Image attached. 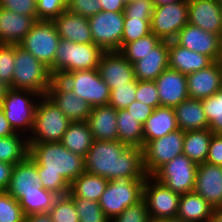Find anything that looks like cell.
<instances>
[{
    "label": "cell",
    "instance_id": "obj_3",
    "mask_svg": "<svg viewBox=\"0 0 222 222\" xmlns=\"http://www.w3.org/2000/svg\"><path fill=\"white\" fill-rule=\"evenodd\" d=\"M14 67L12 89L47 95L53 80L50 69L19 45H15Z\"/></svg>",
    "mask_w": 222,
    "mask_h": 222
},
{
    "label": "cell",
    "instance_id": "obj_25",
    "mask_svg": "<svg viewBox=\"0 0 222 222\" xmlns=\"http://www.w3.org/2000/svg\"><path fill=\"white\" fill-rule=\"evenodd\" d=\"M40 184L36 162L28 155L23 161L14 165L6 192L18 201L24 193L35 190V186Z\"/></svg>",
    "mask_w": 222,
    "mask_h": 222
},
{
    "label": "cell",
    "instance_id": "obj_52",
    "mask_svg": "<svg viewBox=\"0 0 222 222\" xmlns=\"http://www.w3.org/2000/svg\"><path fill=\"white\" fill-rule=\"evenodd\" d=\"M126 110L137 119L142 125L145 124L146 120L150 117L153 112V108L142 102L135 100L132 102Z\"/></svg>",
    "mask_w": 222,
    "mask_h": 222
},
{
    "label": "cell",
    "instance_id": "obj_60",
    "mask_svg": "<svg viewBox=\"0 0 222 222\" xmlns=\"http://www.w3.org/2000/svg\"><path fill=\"white\" fill-rule=\"evenodd\" d=\"M216 62L222 67V37H220L219 55Z\"/></svg>",
    "mask_w": 222,
    "mask_h": 222
},
{
    "label": "cell",
    "instance_id": "obj_62",
    "mask_svg": "<svg viewBox=\"0 0 222 222\" xmlns=\"http://www.w3.org/2000/svg\"><path fill=\"white\" fill-rule=\"evenodd\" d=\"M3 112V100H0V114Z\"/></svg>",
    "mask_w": 222,
    "mask_h": 222
},
{
    "label": "cell",
    "instance_id": "obj_22",
    "mask_svg": "<svg viewBox=\"0 0 222 222\" xmlns=\"http://www.w3.org/2000/svg\"><path fill=\"white\" fill-rule=\"evenodd\" d=\"M133 67L138 81H154L169 67V41H161L141 60L134 62Z\"/></svg>",
    "mask_w": 222,
    "mask_h": 222
},
{
    "label": "cell",
    "instance_id": "obj_11",
    "mask_svg": "<svg viewBox=\"0 0 222 222\" xmlns=\"http://www.w3.org/2000/svg\"><path fill=\"white\" fill-rule=\"evenodd\" d=\"M184 132L181 129L149 141L143 147V166L152 176L161 166L183 154Z\"/></svg>",
    "mask_w": 222,
    "mask_h": 222
},
{
    "label": "cell",
    "instance_id": "obj_63",
    "mask_svg": "<svg viewBox=\"0 0 222 222\" xmlns=\"http://www.w3.org/2000/svg\"><path fill=\"white\" fill-rule=\"evenodd\" d=\"M125 4L131 2L132 0H123Z\"/></svg>",
    "mask_w": 222,
    "mask_h": 222
},
{
    "label": "cell",
    "instance_id": "obj_37",
    "mask_svg": "<svg viewBox=\"0 0 222 222\" xmlns=\"http://www.w3.org/2000/svg\"><path fill=\"white\" fill-rule=\"evenodd\" d=\"M160 42L161 40L154 33H150L134 42L122 43L119 52L133 64L141 60L143 56L149 53Z\"/></svg>",
    "mask_w": 222,
    "mask_h": 222
},
{
    "label": "cell",
    "instance_id": "obj_53",
    "mask_svg": "<svg viewBox=\"0 0 222 222\" xmlns=\"http://www.w3.org/2000/svg\"><path fill=\"white\" fill-rule=\"evenodd\" d=\"M14 164L0 161V191H6L9 186Z\"/></svg>",
    "mask_w": 222,
    "mask_h": 222
},
{
    "label": "cell",
    "instance_id": "obj_51",
    "mask_svg": "<svg viewBox=\"0 0 222 222\" xmlns=\"http://www.w3.org/2000/svg\"><path fill=\"white\" fill-rule=\"evenodd\" d=\"M205 162L222 166V134H212L208 156Z\"/></svg>",
    "mask_w": 222,
    "mask_h": 222
},
{
    "label": "cell",
    "instance_id": "obj_47",
    "mask_svg": "<svg viewBox=\"0 0 222 222\" xmlns=\"http://www.w3.org/2000/svg\"><path fill=\"white\" fill-rule=\"evenodd\" d=\"M136 99L153 109L160 107L159 94L156 83L154 81H138L136 89Z\"/></svg>",
    "mask_w": 222,
    "mask_h": 222
},
{
    "label": "cell",
    "instance_id": "obj_16",
    "mask_svg": "<svg viewBox=\"0 0 222 222\" xmlns=\"http://www.w3.org/2000/svg\"><path fill=\"white\" fill-rule=\"evenodd\" d=\"M97 70L110 90L135 79L133 64L119 51H105L101 56Z\"/></svg>",
    "mask_w": 222,
    "mask_h": 222
},
{
    "label": "cell",
    "instance_id": "obj_4",
    "mask_svg": "<svg viewBox=\"0 0 222 222\" xmlns=\"http://www.w3.org/2000/svg\"><path fill=\"white\" fill-rule=\"evenodd\" d=\"M104 52L94 43L79 44L60 39L54 60V78L77 70L97 69Z\"/></svg>",
    "mask_w": 222,
    "mask_h": 222
},
{
    "label": "cell",
    "instance_id": "obj_10",
    "mask_svg": "<svg viewBox=\"0 0 222 222\" xmlns=\"http://www.w3.org/2000/svg\"><path fill=\"white\" fill-rule=\"evenodd\" d=\"M198 164L180 154L161 166L152 177L180 195L193 192Z\"/></svg>",
    "mask_w": 222,
    "mask_h": 222
},
{
    "label": "cell",
    "instance_id": "obj_55",
    "mask_svg": "<svg viewBox=\"0 0 222 222\" xmlns=\"http://www.w3.org/2000/svg\"><path fill=\"white\" fill-rule=\"evenodd\" d=\"M16 132L8 122V120L5 117V114L2 112L0 114V137H6L9 135H13Z\"/></svg>",
    "mask_w": 222,
    "mask_h": 222
},
{
    "label": "cell",
    "instance_id": "obj_58",
    "mask_svg": "<svg viewBox=\"0 0 222 222\" xmlns=\"http://www.w3.org/2000/svg\"><path fill=\"white\" fill-rule=\"evenodd\" d=\"M10 86L0 80V100H3L5 95L7 94Z\"/></svg>",
    "mask_w": 222,
    "mask_h": 222
},
{
    "label": "cell",
    "instance_id": "obj_8",
    "mask_svg": "<svg viewBox=\"0 0 222 222\" xmlns=\"http://www.w3.org/2000/svg\"><path fill=\"white\" fill-rule=\"evenodd\" d=\"M32 97L36 98L32 100ZM40 97L33 91L12 88L8 90L3 99V113L16 133L26 131L30 134L32 132L35 111L39 102L37 99Z\"/></svg>",
    "mask_w": 222,
    "mask_h": 222
},
{
    "label": "cell",
    "instance_id": "obj_15",
    "mask_svg": "<svg viewBox=\"0 0 222 222\" xmlns=\"http://www.w3.org/2000/svg\"><path fill=\"white\" fill-rule=\"evenodd\" d=\"M47 96L72 123L87 121L92 107L75 95L59 78H53Z\"/></svg>",
    "mask_w": 222,
    "mask_h": 222
},
{
    "label": "cell",
    "instance_id": "obj_50",
    "mask_svg": "<svg viewBox=\"0 0 222 222\" xmlns=\"http://www.w3.org/2000/svg\"><path fill=\"white\" fill-rule=\"evenodd\" d=\"M37 0H0V7L18 14L32 16L37 21Z\"/></svg>",
    "mask_w": 222,
    "mask_h": 222
},
{
    "label": "cell",
    "instance_id": "obj_7",
    "mask_svg": "<svg viewBox=\"0 0 222 222\" xmlns=\"http://www.w3.org/2000/svg\"><path fill=\"white\" fill-rule=\"evenodd\" d=\"M59 43L60 37L54 23L47 20H37L23 37L19 46L44 63L54 78V60Z\"/></svg>",
    "mask_w": 222,
    "mask_h": 222
},
{
    "label": "cell",
    "instance_id": "obj_34",
    "mask_svg": "<svg viewBox=\"0 0 222 222\" xmlns=\"http://www.w3.org/2000/svg\"><path fill=\"white\" fill-rule=\"evenodd\" d=\"M118 140L128 146L143 148V125L126 109L117 110Z\"/></svg>",
    "mask_w": 222,
    "mask_h": 222
},
{
    "label": "cell",
    "instance_id": "obj_33",
    "mask_svg": "<svg viewBox=\"0 0 222 222\" xmlns=\"http://www.w3.org/2000/svg\"><path fill=\"white\" fill-rule=\"evenodd\" d=\"M93 136L87 122H73L65 131L61 143L71 152L86 156L93 144Z\"/></svg>",
    "mask_w": 222,
    "mask_h": 222
},
{
    "label": "cell",
    "instance_id": "obj_23",
    "mask_svg": "<svg viewBox=\"0 0 222 222\" xmlns=\"http://www.w3.org/2000/svg\"><path fill=\"white\" fill-rule=\"evenodd\" d=\"M60 39L75 43H94L89 27V20L78 14L63 11L52 20Z\"/></svg>",
    "mask_w": 222,
    "mask_h": 222
},
{
    "label": "cell",
    "instance_id": "obj_57",
    "mask_svg": "<svg viewBox=\"0 0 222 222\" xmlns=\"http://www.w3.org/2000/svg\"><path fill=\"white\" fill-rule=\"evenodd\" d=\"M210 222H222V206L213 208Z\"/></svg>",
    "mask_w": 222,
    "mask_h": 222
},
{
    "label": "cell",
    "instance_id": "obj_49",
    "mask_svg": "<svg viewBox=\"0 0 222 222\" xmlns=\"http://www.w3.org/2000/svg\"><path fill=\"white\" fill-rule=\"evenodd\" d=\"M100 0H67L66 10L89 18L101 11Z\"/></svg>",
    "mask_w": 222,
    "mask_h": 222
},
{
    "label": "cell",
    "instance_id": "obj_39",
    "mask_svg": "<svg viewBox=\"0 0 222 222\" xmlns=\"http://www.w3.org/2000/svg\"><path fill=\"white\" fill-rule=\"evenodd\" d=\"M76 207L79 222H111L104 214L99 202L79 197H70Z\"/></svg>",
    "mask_w": 222,
    "mask_h": 222
},
{
    "label": "cell",
    "instance_id": "obj_26",
    "mask_svg": "<svg viewBox=\"0 0 222 222\" xmlns=\"http://www.w3.org/2000/svg\"><path fill=\"white\" fill-rule=\"evenodd\" d=\"M117 110L110 105L93 107L88 116L87 124L90 127L94 140H118Z\"/></svg>",
    "mask_w": 222,
    "mask_h": 222
},
{
    "label": "cell",
    "instance_id": "obj_46",
    "mask_svg": "<svg viewBox=\"0 0 222 222\" xmlns=\"http://www.w3.org/2000/svg\"><path fill=\"white\" fill-rule=\"evenodd\" d=\"M37 20L52 21L67 8V0H37Z\"/></svg>",
    "mask_w": 222,
    "mask_h": 222
},
{
    "label": "cell",
    "instance_id": "obj_17",
    "mask_svg": "<svg viewBox=\"0 0 222 222\" xmlns=\"http://www.w3.org/2000/svg\"><path fill=\"white\" fill-rule=\"evenodd\" d=\"M188 23L206 32L220 35L222 29L221 0H188Z\"/></svg>",
    "mask_w": 222,
    "mask_h": 222
},
{
    "label": "cell",
    "instance_id": "obj_5",
    "mask_svg": "<svg viewBox=\"0 0 222 222\" xmlns=\"http://www.w3.org/2000/svg\"><path fill=\"white\" fill-rule=\"evenodd\" d=\"M72 122L46 95L41 96L35 111L34 126L28 143L61 142Z\"/></svg>",
    "mask_w": 222,
    "mask_h": 222
},
{
    "label": "cell",
    "instance_id": "obj_42",
    "mask_svg": "<svg viewBox=\"0 0 222 222\" xmlns=\"http://www.w3.org/2000/svg\"><path fill=\"white\" fill-rule=\"evenodd\" d=\"M137 79L126 83L122 86H117L110 90V100L108 105L116 110L126 109L136 99Z\"/></svg>",
    "mask_w": 222,
    "mask_h": 222
},
{
    "label": "cell",
    "instance_id": "obj_41",
    "mask_svg": "<svg viewBox=\"0 0 222 222\" xmlns=\"http://www.w3.org/2000/svg\"><path fill=\"white\" fill-rule=\"evenodd\" d=\"M20 203L6 191H0V222H24Z\"/></svg>",
    "mask_w": 222,
    "mask_h": 222
},
{
    "label": "cell",
    "instance_id": "obj_6",
    "mask_svg": "<svg viewBox=\"0 0 222 222\" xmlns=\"http://www.w3.org/2000/svg\"><path fill=\"white\" fill-rule=\"evenodd\" d=\"M145 179L117 178L110 180L98 201L104 214L112 220L128 206L143 199Z\"/></svg>",
    "mask_w": 222,
    "mask_h": 222
},
{
    "label": "cell",
    "instance_id": "obj_29",
    "mask_svg": "<svg viewBox=\"0 0 222 222\" xmlns=\"http://www.w3.org/2000/svg\"><path fill=\"white\" fill-rule=\"evenodd\" d=\"M174 111L178 128L182 131L208 128V120L200 99L188 98L175 106Z\"/></svg>",
    "mask_w": 222,
    "mask_h": 222
},
{
    "label": "cell",
    "instance_id": "obj_43",
    "mask_svg": "<svg viewBox=\"0 0 222 222\" xmlns=\"http://www.w3.org/2000/svg\"><path fill=\"white\" fill-rule=\"evenodd\" d=\"M122 43H131L151 33V19L124 18Z\"/></svg>",
    "mask_w": 222,
    "mask_h": 222
},
{
    "label": "cell",
    "instance_id": "obj_54",
    "mask_svg": "<svg viewBox=\"0 0 222 222\" xmlns=\"http://www.w3.org/2000/svg\"><path fill=\"white\" fill-rule=\"evenodd\" d=\"M101 11L124 12L126 4L123 0H100Z\"/></svg>",
    "mask_w": 222,
    "mask_h": 222
},
{
    "label": "cell",
    "instance_id": "obj_19",
    "mask_svg": "<svg viewBox=\"0 0 222 222\" xmlns=\"http://www.w3.org/2000/svg\"><path fill=\"white\" fill-rule=\"evenodd\" d=\"M160 106L175 107L189 98L187 77L178 70L166 68L155 80Z\"/></svg>",
    "mask_w": 222,
    "mask_h": 222
},
{
    "label": "cell",
    "instance_id": "obj_12",
    "mask_svg": "<svg viewBox=\"0 0 222 222\" xmlns=\"http://www.w3.org/2000/svg\"><path fill=\"white\" fill-rule=\"evenodd\" d=\"M95 45L104 51H119L122 44L124 12L100 11L88 18Z\"/></svg>",
    "mask_w": 222,
    "mask_h": 222
},
{
    "label": "cell",
    "instance_id": "obj_30",
    "mask_svg": "<svg viewBox=\"0 0 222 222\" xmlns=\"http://www.w3.org/2000/svg\"><path fill=\"white\" fill-rule=\"evenodd\" d=\"M212 211L213 207L193 191L180 196L177 217L186 222H210Z\"/></svg>",
    "mask_w": 222,
    "mask_h": 222
},
{
    "label": "cell",
    "instance_id": "obj_32",
    "mask_svg": "<svg viewBox=\"0 0 222 222\" xmlns=\"http://www.w3.org/2000/svg\"><path fill=\"white\" fill-rule=\"evenodd\" d=\"M212 134L209 128L185 131L183 154L196 164L204 163L208 156Z\"/></svg>",
    "mask_w": 222,
    "mask_h": 222
},
{
    "label": "cell",
    "instance_id": "obj_24",
    "mask_svg": "<svg viewBox=\"0 0 222 222\" xmlns=\"http://www.w3.org/2000/svg\"><path fill=\"white\" fill-rule=\"evenodd\" d=\"M36 20L0 7V44L19 45Z\"/></svg>",
    "mask_w": 222,
    "mask_h": 222
},
{
    "label": "cell",
    "instance_id": "obj_40",
    "mask_svg": "<svg viewBox=\"0 0 222 222\" xmlns=\"http://www.w3.org/2000/svg\"><path fill=\"white\" fill-rule=\"evenodd\" d=\"M53 222H79L73 200L68 196H58L49 211Z\"/></svg>",
    "mask_w": 222,
    "mask_h": 222
},
{
    "label": "cell",
    "instance_id": "obj_21",
    "mask_svg": "<svg viewBox=\"0 0 222 222\" xmlns=\"http://www.w3.org/2000/svg\"><path fill=\"white\" fill-rule=\"evenodd\" d=\"M187 77L189 98L204 99L222 87V67L214 61L207 68L190 73Z\"/></svg>",
    "mask_w": 222,
    "mask_h": 222
},
{
    "label": "cell",
    "instance_id": "obj_9",
    "mask_svg": "<svg viewBox=\"0 0 222 222\" xmlns=\"http://www.w3.org/2000/svg\"><path fill=\"white\" fill-rule=\"evenodd\" d=\"M59 79L92 108L108 105L110 89L97 69L65 73Z\"/></svg>",
    "mask_w": 222,
    "mask_h": 222
},
{
    "label": "cell",
    "instance_id": "obj_36",
    "mask_svg": "<svg viewBox=\"0 0 222 222\" xmlns=\"http://www.w3.org/2000/svg\"><path fill=\"white\" fill-rule=\"evenodd\" d=\"M22 135L21 133H15L0 137V161L15 165L28 156V138L27 135L26 138Z\"/></svg>",
    "mask_w": 222,
    "mask_h": 222
},
{
    "label": "cell",
    "instance_id": "obj_14",
    "mask_svg": "<svg viewBox=\"0 0 222 222\" xmlns=\"http://www.w3.org/2000/svg\"><path fill=\"white\" fill-rule=\"evenodd\" d=\"M180 196L152 176L145 178L143 199L152 222L177 217Z\"/></svg>",
    "mask_w": 222,
    "mask_h": 222
},
{
    "label": "cell",
    "instance_id": "obj_35",
    "mask_svg": "<svg viewBox=\"0 0 222 222\" xmlns=\"http://www.w3.org/2000/svg\"><path fill=\"white\" fill-rule=\"evenodd\" d=\"M57 197L58 195L54 192L36 185L35 190L24 193L18 202L26 216L34 213L49 212Z\"/></svg>",
    "mask_w": 222,
    "mask_h": 222
},
{
    "label": "cell",
    "instance_id": "obj_44",
    "mask_svg": "<svg viewBox=\"0 0 222 222\" xmlns=\"http://www.w3.org/2000/svg\"><path fill=\"white\" fill-rule=\"evenodd\" d=\"M15 45L0 44V80L12 88Z\"/></svg>",
    "mask_w": 222,
    "mask_h": 222
},
{
    "label": "cell",
    "instance_id": "obj_18",
    "mask_svg": "<svg viewBox=\"0 0 222 222\" xmlns=\"http://www.w3.org/2000/svg\"><path fill=\"white\" fill-rule=\"evenodd\" d=\"M183 48L201 53L216 61L219 55L220 35L209 33L187 23L173 40Z\"/></svg>",
    "mask_w": 222,
    "mask_h": 222
},
{
    "label": "cell",
    "instance_id": "obj_2",
    "mask_svg": "<svg viewBox=\"0 0 222 222\" xmlns=\"http://www.w3.org/2000/svg\"><path fill=\"white\" fill-rule=\"evenodd\" d=\"M85 172L114 180L145 179L143 148L128 146L119 140H94L84 157Z\"/></svg>",
    "mask_w": 222,
    "mask_h": 222
},
{
    "label": "cell",
    "instance_id": "obj_20",
    "mask_svg": "<svg viewBox=\"0 0 222 222\" xmlns=\"http://www.w3.org/2000/svg\"><path fill=\"white\" fill-rule=\"evenodd\" d=\"M194 192L213 208L222 206V166L206 162L198 164Z\"/></svg>",
    "mask_w": 222,
    "mask_h": 222
},
{
    "label": "cell",
    "instance_id": "obj_28",
    "mask_svg": "<svg viewBox=\"0 0 222 222\" xmlns=\"http://www.w3.org/2000/svg\"><path fill=\"white\" fill-rule=\"evenodd\" d=\"M177 119L173 107H157L143 125V147L151 140L177 131Z\"/></svg>",
    "mask_w": 222,
    "mask_h": 222
},
{
    "label": "cell",
    "instance_id": "obj_56",
    "mask_svg": "<svg viewBox=\"0 0 222 222\" xmlns=\"http://www.w3.org/2000/svg\"><path fill=\"white\" fill-rule=\"evenodd\" d=\"M24 222H53L49 212H40L25 216Z\"/></svg>",
    "mask_w": 222,
    "mask_h": 222
},
{
    "label": "cell",
    "instance_id": "obj_38",
    "mask_svg": "<svg viewBox=\"0 0 222 222\" xmlns=\"http://www.w3.org/2000/svg\"><path fill=\"white\" fill-rule=\"evenodd\" d=\"M208 120V128L214 134H222V87L212 96L201 99Z\"/></svg>",
    "mask_w": 222,
    "mask_h": 222
},
{
    "label": "cell",
    "instance_id": "obj_13",
    "mask_svg": "<svg viewBox=\"0 0 222 222\" xmlns=\"http://www.w3.org/2000/svg\"><path fill=\"white\" fill-rule=\"evenodd\" d=\"M188 23V0H180L154 7L151 33L161 41H173Z\"/></svg>",
    "mask_w": 222,
    "mask_h": 222
},
{
    "label": "cell",
    "instance_id": "obj_45",
    "mask_svg": "<svg viewBox=\"0 0 222 222\" xmlns=\"http://www.w3.org/2000/svg\"><path fill=\"white\" fill-rule=\"evenodd\" d=\"M111 222H152L144 199L138 203L128 206Z\"/></svg>",
    "mask_w": 222,
    "mask_h": 222
},
{
    "label": "cell",
    "instance_id": "obj_1",
    "mask_svg": "<svg viewBox=\"0 0 222 222\" xmlns=\"http://www.w3.org/2000/svg\"><path fill=\"white\" fill-rule=\"evenodd\" d=\"M28 155L36 162L40 186L58 196L69 193L70 183L85 172L84 157L61 142L28 143Z\"/></svg>",
    "mask_w": 222,
    "mask_h": 222
},
{
    "label": "cell",
    "instance_id": "obj_27",
    "mask_svg": "<svg viewBox=\"0 0 222 222\" xmlns=\"http://www.w3.org/2000/svg\"><path fill=\"white\" fill-rule=\"evenodd\" d=\"M214 61L207 55L183 48L174 41H169V68L188 75L207 68Z\"/></svg>",
    "mask_w": 222,
    "mask_h": 222
},
{
    "label": "cell",
    "instance_id": "obj_48",
    "mask_svg": "<svg viewBox=\"0 0 222 222\" xmlns=\"http://www.w3.org/2000/svg\"><path fill=\"white\" fill-rule=\"evenodd\" d=\"M154 7L152 0H132L124 8V18L151 19Z\"/></svg>",
    "mask_w": 222,
    "mask_h": 222
},
{
    "label": "cell",
    "instance_id": "obj_59",
    "mask_svg": "<svg viewBox=\"0 0 222 222\" xmlns=\"http://www.w3.org/2000/svg\"><path fill=\"white\" fill-rule=\"evenodd\" d=\"M155 6H160L167 3H174L180 0H152Z\"/></svg>",
    "mask_w": 222,
    "mask_h": 222
},
{
    "label": "cell",
    "instance_id": "obj_61",
    "mask_svg": "<svg viewBox=\"0 0 222 222\" xmlns=\"http://www.w3.org/2000/svg\"><path fill=\"white\" fill-rule=\"evenodd\" d=\"M157 222H186V221H183L178 217H173V218H168V219H162Z\"/></svg>",
    "mask_w": 222,
    "mask_h": 222
},
{
    "label": "cell",
    "instance_id": "obj_31",
    "mask_svg": "<svg viewBox=\"0 0 222 222\" xmlns=\"http://www.w3.org/2000/svg\"><path fill=\"white\" fill-rule=\"evenodd\" d=\"M108 179L98 175L83 172L70 183L69 197H79L98 202L104 192Z\"/></svg>",
    "mask_w": 222,
    "mask_h": 222
}]
</instances>
